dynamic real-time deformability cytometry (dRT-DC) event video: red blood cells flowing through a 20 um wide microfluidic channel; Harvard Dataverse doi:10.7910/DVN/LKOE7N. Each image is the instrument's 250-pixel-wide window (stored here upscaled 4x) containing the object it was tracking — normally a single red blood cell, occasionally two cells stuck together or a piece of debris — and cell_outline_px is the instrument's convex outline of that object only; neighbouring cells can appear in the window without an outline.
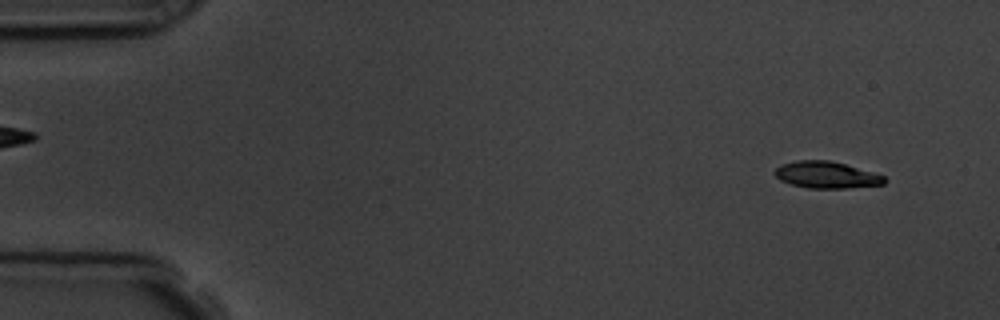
{"species": "common noctule bat (a hibernating species)", "species_latin": "Nyctalus noctula", "temperature_condition": "room temperature", "stored_images_in_passage": 7, "camera_frame_rate_fps": 3000, "um_per_image_px": 0.085, "animal": {"sex": "male", "body_mass_g": 19.5, "forearm_length_mm": 54.6}, "frame": {"image": 1, "passage_image": 1, "time_ms": 0.0, "image_size_px": [1000, 320], "cell_outline_px": [[888, 180], [884, 184], [848, 188], [808, 188], [792, 184], [780, 180], [772, 172], [780, 164], [796, 160], [828, 160], [844, 164], [872, 172], [884, 176]], "centroid_in_image_um": [70.22, 14.86], "position_along_channel_um": 14.8, "area_um2": 17.05}}
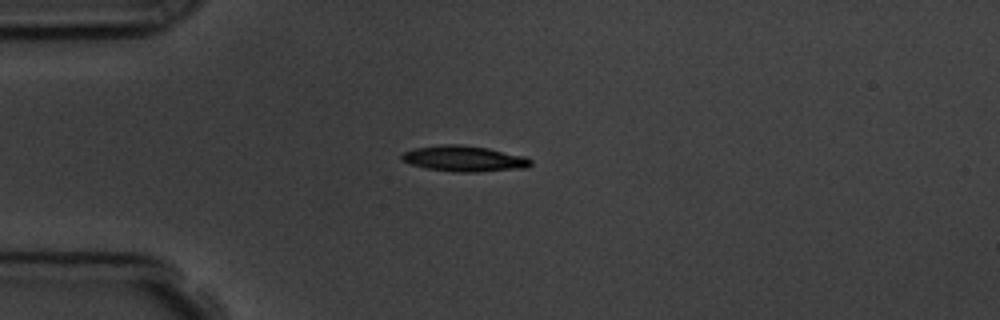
{"frame": {"image": 2, "passage_image": 3, "time_ms": 3.333, "image_size_px": [1000, 320], "cell_outline_px": [[532, 164], [524, 168], [476, 172], [456, 172], [428, 168], [412, 164], [400, 160], [400, 156], [404, 152], [412, 148], [440, 144], [460, 144], [488, 148], [524, 156], [532, 160]], "centroid_in_image_um": [39.42, 13.47], "position_along_channel_um": 45.6, "area_um2": 19.36}}